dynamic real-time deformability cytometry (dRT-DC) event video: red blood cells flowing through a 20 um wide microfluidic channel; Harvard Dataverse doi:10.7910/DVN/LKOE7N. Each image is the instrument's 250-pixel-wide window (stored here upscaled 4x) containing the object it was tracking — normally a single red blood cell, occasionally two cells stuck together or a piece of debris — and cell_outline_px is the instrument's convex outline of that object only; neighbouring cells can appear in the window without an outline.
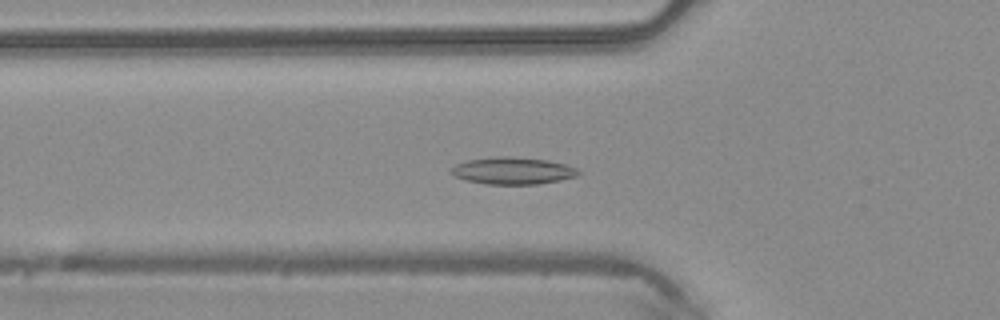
{"species": "common noctule bat (a hibernating species)", "species_latin": "Nyctalus noctula", "temperature_condition": "warm", "stored_images_in_passage": 48, "camera_frame_rate_fps": 3000, "um_per_image_px": 0.085, "animal": {"sex": "male", "body_mass_g": 20.4}, "frame": {"image": 1, "passage_image": 17, "time_ms": 5.333, "image_size_px": [1000, 320], "cell_outline_px": [[580, 172], [576, 176], [560, 180], [536, 184], [484, 184], [464, 180], [456, 176], [448, 168], [456, 164], [468, 160], [492, 156], [508, 156], [548, 160], [564, 164], [576, 168]], "centroid_in_image_um": [43.54, 14.51], "position_along_channel_um": 82.3, "area_um2": 20.06}}
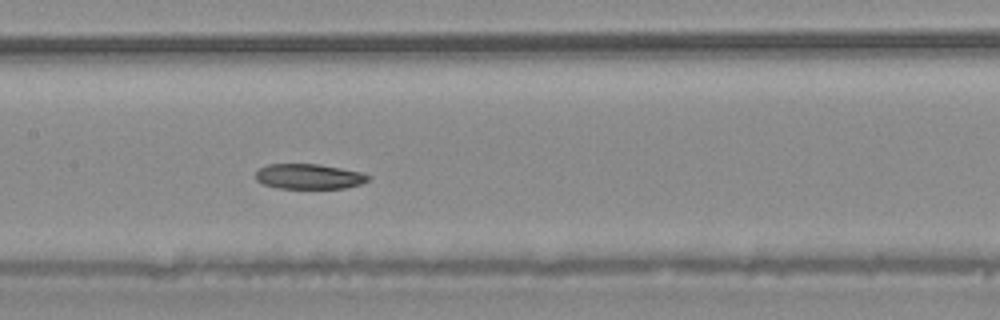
{"frame": {"image": 2, "passage_image": 24, "time_ms": 7.667, "image_size_px": [1000, 320], "cell_outline_px": [[372, 176], [368, 180], [360, 184], [344, 188], [276, 188], [264, 184], [256, 180], [256, 172], [260, 168], [268, 164], [320, 164], [360, 172]], "centroid_in_image_um": [26.26, 15.0], "position_along_channel_um": 181.1, "area_um2": 16.42}}
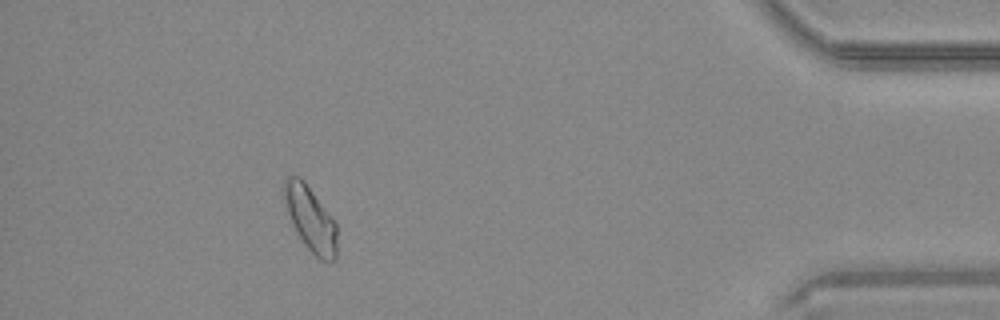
{"frame": {"image": 3, "passage_image": 44, "time_ms": 14.333, "image_size_px": [1000, 320], "cell_outline_px": [[336, 260], [320, 260], [304, 244], [296, 232], [292, 224], [288, 212], [284, 196], [284, 180], [288, 176], [296, 176], [304, 180], [336, 224]], "centroid_in_image_um": [26.38, 18.61], "position_along_channel_um": 408.8, "area_um2": 19.42}}